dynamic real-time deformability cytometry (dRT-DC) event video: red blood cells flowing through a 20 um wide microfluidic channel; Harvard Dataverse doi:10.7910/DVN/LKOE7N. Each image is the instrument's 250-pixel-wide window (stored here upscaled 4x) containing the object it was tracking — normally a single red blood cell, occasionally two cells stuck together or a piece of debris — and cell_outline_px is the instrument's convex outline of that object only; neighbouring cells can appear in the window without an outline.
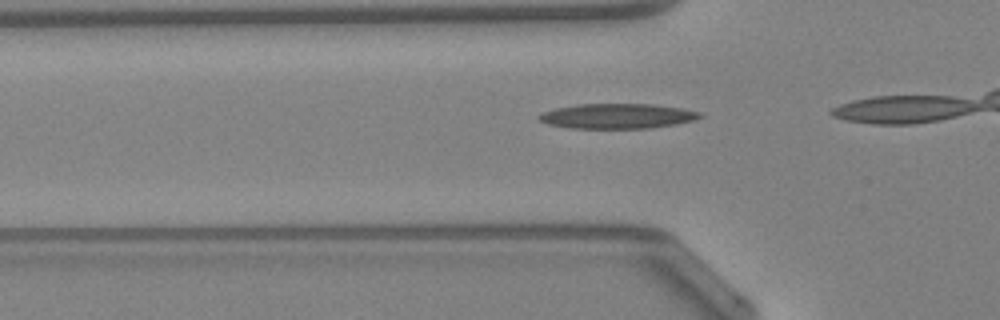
{"species": "Egyptian fruit bat (a non-hibernating species)", "species_latin": "Rousettus aegyptiacus", "temperature_condition": "warm", "stored_images_in_passage": 21, "camera_frame_rate_fps": 3000, "um_per_image_px": 0.085, "animal": {"sex": "female"}, "frame": {"image": 1, "passage_image": 7, "time_ms": 2.0, "image_size_px": [1000, 320], "cell_outline_px": [[704, 116], [696, 120], [676, 124], [648, 128], [568, 128], [548, 124], [536, 120], [536, 116], [540, 112], [556, 108], [576, 104], [652, 104], [680, 108], [700, 112]], "centroid_in_image_um": [52.42, 9.87], "position_along_channel_um": 73.4, "area_um2": 23.64}}